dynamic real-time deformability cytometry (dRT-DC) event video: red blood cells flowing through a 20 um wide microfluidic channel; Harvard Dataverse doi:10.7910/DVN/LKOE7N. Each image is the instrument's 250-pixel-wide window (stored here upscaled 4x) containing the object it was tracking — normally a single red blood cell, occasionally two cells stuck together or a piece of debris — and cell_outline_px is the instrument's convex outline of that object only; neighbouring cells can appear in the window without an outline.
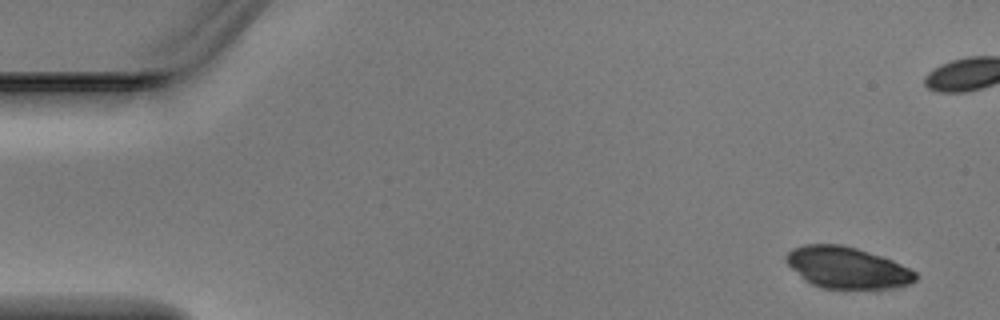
{"species": "Egyptian fruit bat (a non-hibernating species)", "species_latin": "Rousettus aegyptiacus", "temperature_condition": "warm", "stored_images_in_passage": 7, "camera_frame_rate_fps": 3000, "um_per_image_px": 0.085, "animal": {"sex": "male"}, "frame": {"image": 1, "passage_image": 1, "time_ms": 0.0, "image_size_px": [1000, 320], "cell_outline_px": [[920, 276], [912, 284], [888, 288], [820, 288], [804, 280], [784, 260], [784, 256], [792, 248], [804, 244], [840, 244], [856, 248], [884, 256], [916, 272]], "centroid_in_image_um": [72.0, 22.74], "position_along_channel_um": 13.0, "area_um2": 31.39}}
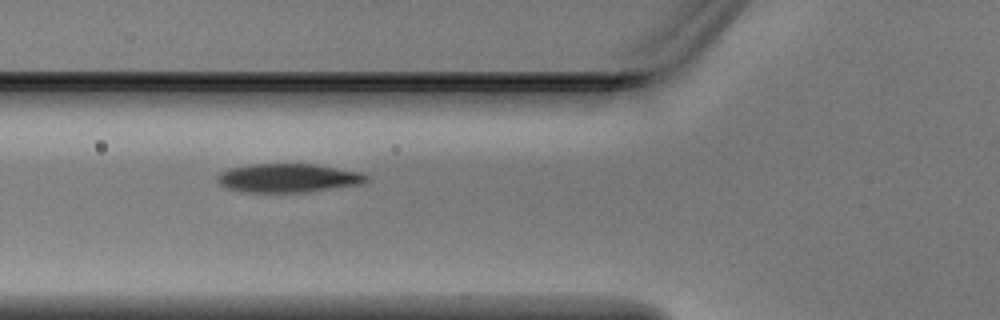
{"frame": {"image": 2, "passage_image": 6, "time_ms": 1.667, "image_size_px": [1000, 320], "cell_outline_px": [[368, 180], [364, 184], [304, 192], [244, 192], [228, 188], [220, 184], [216, 180], [216, 176], [220, 172], [228, 168], [252, 164], [312, 164], [360, 172], [368, 176]], "centroid_in_image_um": [24.47, 15.13], "position_along_channel_um": 101.3, "area_um2": 24.91}}
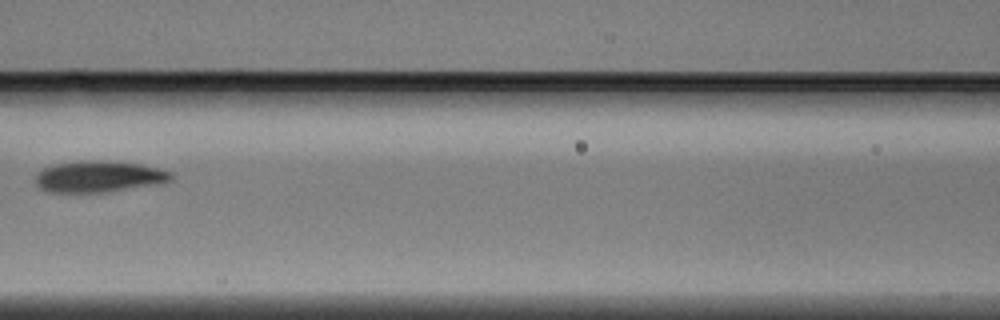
{"frame": {"image": 3, "passage_image": 7, "time_ms": 2.0, "image_size_px": [1000, 320], "cell_outline_px": [[172, 180], [104, 192], [48, 192], [40, 188], [36, 184], [36, 176], [44, 168], [56, 164], [80, 160], [104, 160], [140, 164], [172, 172]], "centroid_in_image_um": [8.34, 14.99], "position_along_channel_um": 158.3, "area_um2": 24.28}}